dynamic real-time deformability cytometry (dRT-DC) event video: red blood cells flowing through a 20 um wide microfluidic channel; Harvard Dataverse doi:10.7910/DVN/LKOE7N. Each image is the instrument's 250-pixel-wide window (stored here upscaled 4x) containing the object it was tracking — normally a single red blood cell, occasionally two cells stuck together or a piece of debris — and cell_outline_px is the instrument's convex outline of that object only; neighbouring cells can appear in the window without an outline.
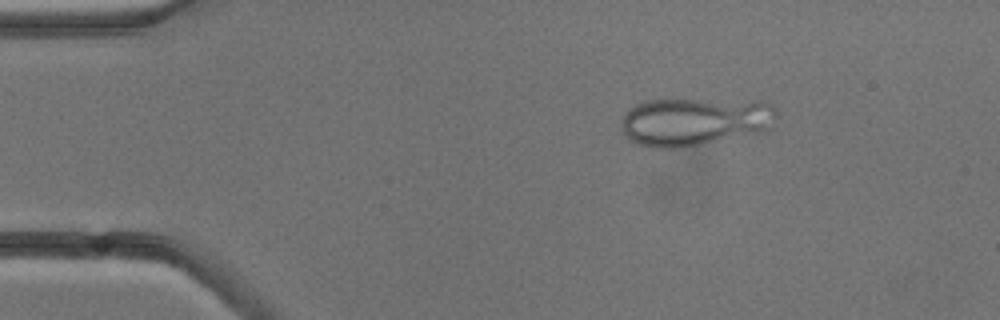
{"species": "common noctule bat (a hibernating species)", "species_latin": "Nyctalus noctula", "temperature_condition": "cold", "stored_images_in_passage": 5, "camera_frame_rate_fps": 3000, "um_per_image_px": 0.085, "animal": {"sex": "male", "body_mass_g": 13.3}, "frame": {"image": 1, "passage_image": 3, "time_ms": 2.0, "image_size_px": [1000, 320], "cell_outline_px": [[776, 116], [768, 128], [760, 132], [680, 148], [652, 148], [636, 144], [624, 132], [620, 124], [620, 120], [636, 104], [644, 100], [692, 100], [768, 104], [776, 108]], "centroid_in_image_um": [58.94, 10.36], "position_along_channel_um": 26.1, "area_um2": 42.31}}